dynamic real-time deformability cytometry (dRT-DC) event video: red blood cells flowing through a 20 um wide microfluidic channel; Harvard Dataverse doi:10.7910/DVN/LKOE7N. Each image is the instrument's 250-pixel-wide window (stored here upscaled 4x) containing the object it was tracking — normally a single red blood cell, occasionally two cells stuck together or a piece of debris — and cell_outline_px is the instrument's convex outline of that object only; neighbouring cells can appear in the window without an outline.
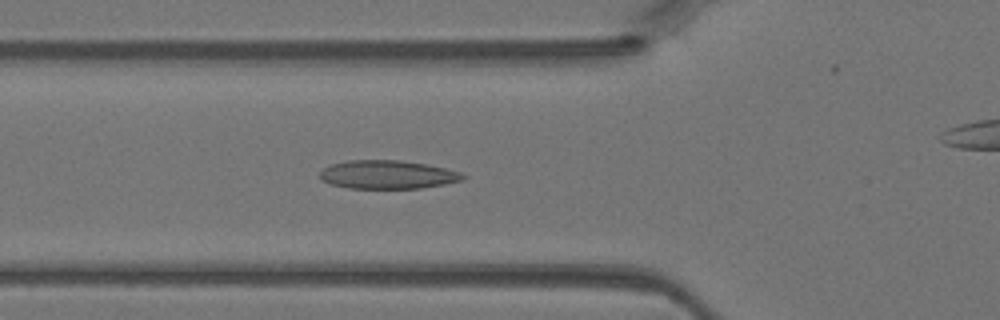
{"species": "Egyptian fruit bat (a non-hibernating species)", "species_latin": "Rousettus aegyptiacus", "temperature_condition": "warm", "stored_images_in_passage": 39, "camera_frame_rate_fps": 3000, "um_per_image_px": 0.085, "animal": {"sex": "female"}, "frame": {"image": 1, "passage_image": 16, "time_ms": 5.0, "image_size_px": [1000, 320], "cell_outline_px": [[468, 176], [464, 180], [444, 184], [420, 188], [348, 188], [328, 184], [320, 180], [320, 172], [328, 164], [348, 160], [400, 160], [424, 164], [464, 172]], "centroid_in_image_um": [32.93, 14.84], "position_along_channel_um": 92.9, "area_um2": 23.99}}
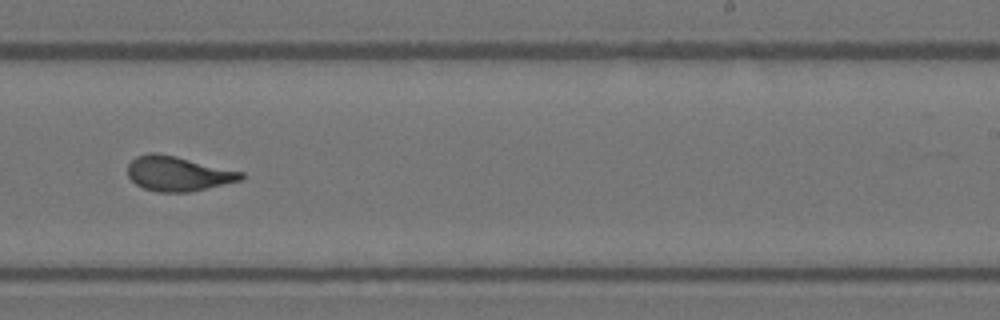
{"frame": {"image": 2, "passage_image": 28, "time_ms": 9.0, "image_size_px": [1000, 320], "cell_outline_px": [[244, 176], [240, 180], [188, 192], [160, 192], [144, 188], [136, 184], [128, 176], [128, 164], [136, 156], [148, 152], [156, 152], [176, 156], [244, 172]], "centroid_in_image_um": [15.1, 14.74], "position_along_channel_um": 273.9, "area_um2": 22.77}}
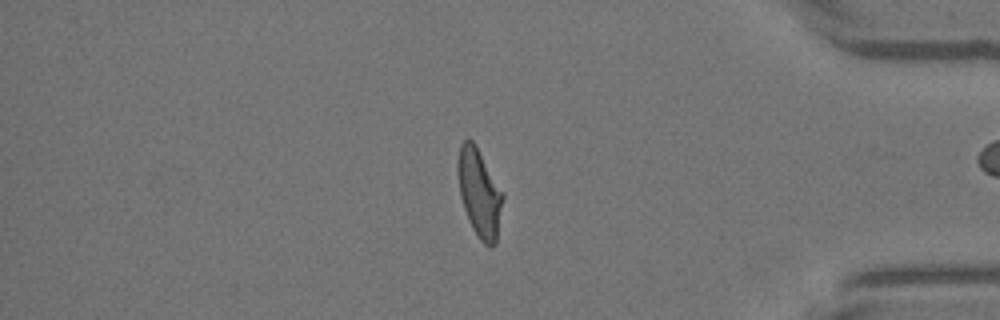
{"frame": {"image": 3, "passage_image": 38, "time_ms": 12.333, "image_size_px": [1000, 320], "cell_outline_px": [[504, 200], [496, 244], [492, 248], [488, 248], [480, 240], [472, 228], [468, 220], [460, 196], [456, 172], [456, 164], [460, 144], [464, 140], [472, 140], [476, 144], [504, 196]], "centroid_in_image_um": [40.73, 16.43], "position_along_channel_um": 394.5, "area_um2": 23.41}}